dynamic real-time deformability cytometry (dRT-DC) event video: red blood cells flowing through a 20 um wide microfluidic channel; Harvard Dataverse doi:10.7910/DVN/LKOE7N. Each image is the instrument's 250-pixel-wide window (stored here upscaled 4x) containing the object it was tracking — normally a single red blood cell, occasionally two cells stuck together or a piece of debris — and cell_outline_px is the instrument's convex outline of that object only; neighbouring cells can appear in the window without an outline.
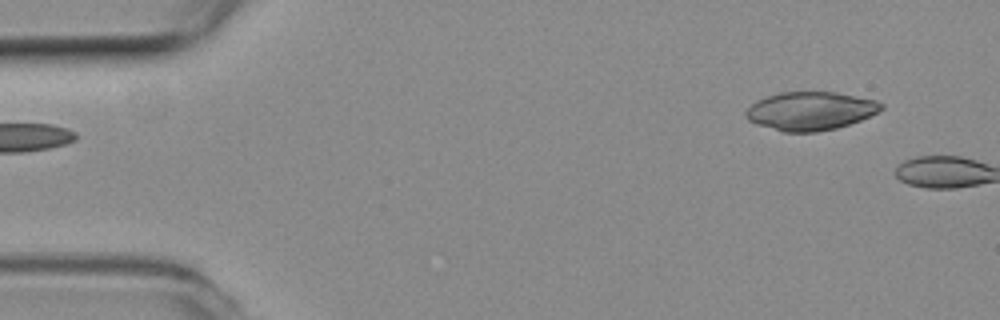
{"species": "common noctule bat (a hibernating species)", "species_latin": "Nyctalus noctula", "temperature_condition": "room temperature", "stored_images_in_passage": 2, "camera_frame_rate_fps": 3000, "um_per_image_px": 0.085, "animal": {"sex": "female", "body_mass_g": 19.3, "forearm_length_mm": 54.1}, "frame": {"image": 1, "passage_image": 1, "time_ms": 0.0, "image_size_px": [1000, 320], "cell_outline_px": [[884, 108], [880, 112], [860, 120], [836, 128], [816, 132], [784, 132], [756, 124], [748, 120], [744, 116], [744, 112], [756, 100], [780, 92], [836, 92], [876, 100], [884, 104]], "centroid_in_image_um": [68.89, 9.43], "position_along_channel_um": 16.1, "area_um2": 30.4}}